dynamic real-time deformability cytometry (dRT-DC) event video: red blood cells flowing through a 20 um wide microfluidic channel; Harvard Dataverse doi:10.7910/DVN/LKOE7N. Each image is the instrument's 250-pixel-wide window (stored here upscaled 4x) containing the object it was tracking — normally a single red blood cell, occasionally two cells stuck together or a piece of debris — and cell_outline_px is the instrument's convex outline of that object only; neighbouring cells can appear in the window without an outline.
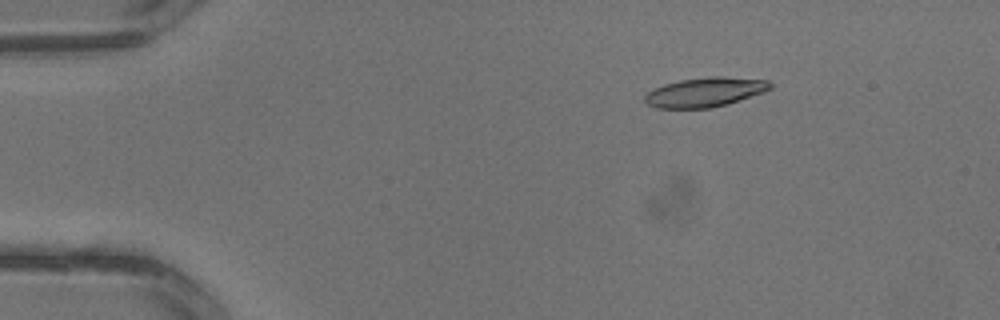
{"species": "common noctule bat (a hibernating species)", "species_latin": "Nyctalus noctula", "temperature_condition": "warm", "stored_images_in_passage": 3, "camera_frame_rate_fps": 3000, "um_per_image_px": 0.085, "animal": {"sex": "male", "body_mass_g": 13.3}, "frame": {"image": 1, "passage_image": 2, "time_ms": 0.333, "image_size_px": [1000, 320], "cell_outline_px": [[772, 88], [764, 92], [728, 104], [712, 108], [656, 108], [648, 104], [644, 100], [644, 96], [648, 92], [664, 84], [680, 80], [708, 76], [720, 76], [768, 80], [772, 84]], "centroid_in_image_um": [59.95, 7.83], "position_along_channel_um": 25.1, "area_um2": 21.56}}